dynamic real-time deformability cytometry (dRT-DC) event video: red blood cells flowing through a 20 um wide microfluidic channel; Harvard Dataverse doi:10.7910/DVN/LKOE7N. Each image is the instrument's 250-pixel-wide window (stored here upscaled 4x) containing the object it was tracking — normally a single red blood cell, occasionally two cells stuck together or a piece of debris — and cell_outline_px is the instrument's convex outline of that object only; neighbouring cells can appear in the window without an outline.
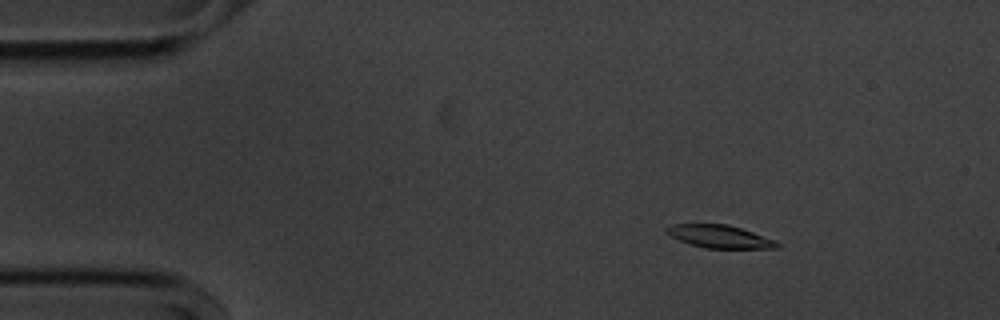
{"species": "common noctule bat (a hibernating species)", "species_latin": "Nyctalus noctula", "temperature_condition": "cold", "stored_images_in_passage": 57, "segment_of_instrument_passage": [1, 2], "camera_frame_rate_fps": 3000, "um_per_image_px": 0.085, "animal": {"sex": "male", "body_mass_g": 20.1, "forearm_length_mm": 53.5}, "frame": {"image": 1, "passage_image": 8, "time_ms": 2.333, "image_size_px": [1000, 320], "cell_outline_px": [[780, 248], [704, 248], [688, 244], [672, 236], [664, 228], [672, 224], [728, 224], [776, 240], [780, 244]], "centroid_in_image_um": [61.19, 20.11], "position_along_channel_um": 23.8, "area_um2": 14.62}}
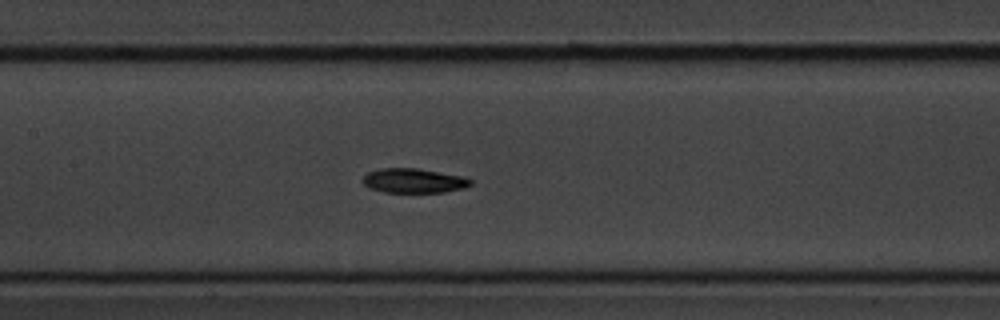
{"frame": {"image": 2, "passage_image": 26, "time_ms": 8.333, "image_size_px": [1000, 320], "cell_outline_px": [[472, 184], [464, 188], [444, 192], [384, 192], [368, 188], [360, 180], [368, 172], [380, 168], [416, 168], [464, 176], [472, 180]], "centroid_in_image_um": [35.15, 15.36], "position_along_channel_um": 172.3, "area_um2": 15.49}}
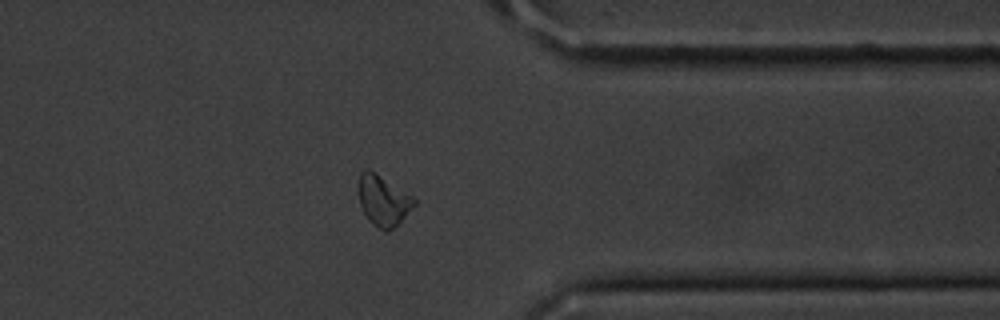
{"frame": {"image": 3, "passage_image": 44, "time_ms": 14.333, "image_size_px": [1000, 320], "cell_outline_px": [[416, 204], [388, 232], [384, 232], [372, 224], [368, 220], [360, 204], [360, 172], [364, 168], [368, 168], [412, 196], [416, 200]], "centroid_in_image_um": [32.56, 17.06], "position_along_channel_um": 378.8, "area_um2": 15.9}}